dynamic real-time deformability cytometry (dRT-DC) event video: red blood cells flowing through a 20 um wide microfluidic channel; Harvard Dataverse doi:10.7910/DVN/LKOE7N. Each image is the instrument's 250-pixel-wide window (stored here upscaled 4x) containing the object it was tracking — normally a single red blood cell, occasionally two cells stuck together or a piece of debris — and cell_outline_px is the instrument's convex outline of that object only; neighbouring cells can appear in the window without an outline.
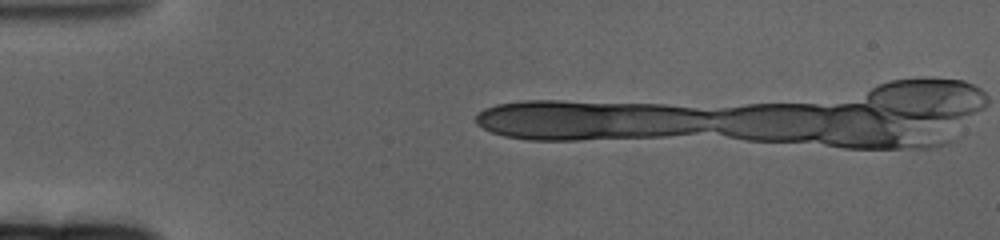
{"species": "human", "species_latin": "Homo sapiens", "temperature_condition": "cold", "stored_images_in_passage": 13, "camera_frame_rate_fps": 3000, "um_per_image_px": 0.085, "donor": {"sex": "female"}, "frame": {"image": 1, "passage_image": 1, "time_ms": 0.0, "image_size_px": [1000, 240], "cell_outline_px": [[716, 112], [696, 128], [680, 132], [648, 132], [480, 116], [484, 112], [492, 108], [508, 104], [588, 104], [684, 108]], "centroid_in_image_um": [51.53, 9.88], "position_along_channel_um": 33.5, "area_um2": 32.43}}